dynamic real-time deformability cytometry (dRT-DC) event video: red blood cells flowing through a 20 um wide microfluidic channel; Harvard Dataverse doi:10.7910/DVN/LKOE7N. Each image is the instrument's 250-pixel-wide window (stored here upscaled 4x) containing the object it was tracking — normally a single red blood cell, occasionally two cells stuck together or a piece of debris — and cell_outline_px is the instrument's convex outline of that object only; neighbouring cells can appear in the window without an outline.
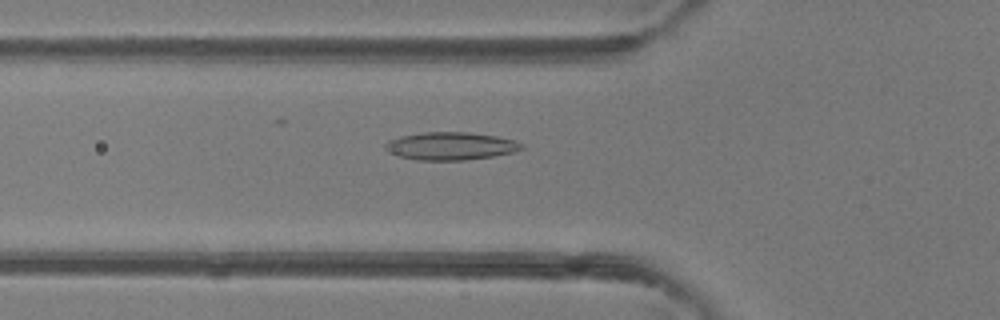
{"species": "common noctule bat (a hibernating species)", "species_latin": "Nyctalus noctula", "temperature_condition": "room temperature", "stored_images_in_passage": 49, "camera_frame_rate_fps": 3000, "um_per_image_px": 0.085, "animal": {"sex": "female"}, "frame": {"image": 1, "passage_image": 17, "time_ms": 5.333, "image_size_px": [1000, 320], "cell_outline_px": [[524, 148], [512, 152], [492, 156], [464, 160], [416, 160], [400, 156], [388, 152], [384, 148], [384, 144], [388, 140], [400, 136], [424, 132], [468, 132], [496, 136], [516, 140], [524, 144]], "centroid_in_image_um": [38.29, 12.41], "position_along_channel_um": 87.5, "area_um2": 22.14}}
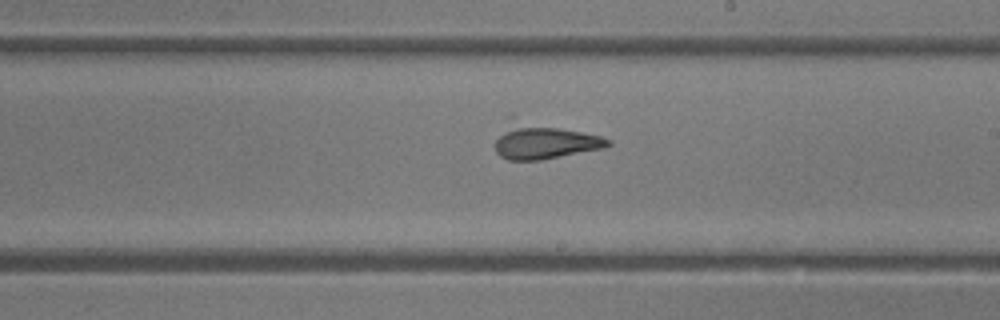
{"frame": {"image": 2, "passage_image": 28, "time_ms": 9.0, "image_size_px": [1000, 320], "cell_outline_px": [[612, 144], [604, 148], [540, 160], [508, 160], [500, 156], [496, 152], [496, 140], [508, 116], [512, 116], [600, 136], [612, 140]], "centroid_in_image_um": [46.17, 11.96], "position_along_channel_um": 242.8, "area_um2": 23.7}}
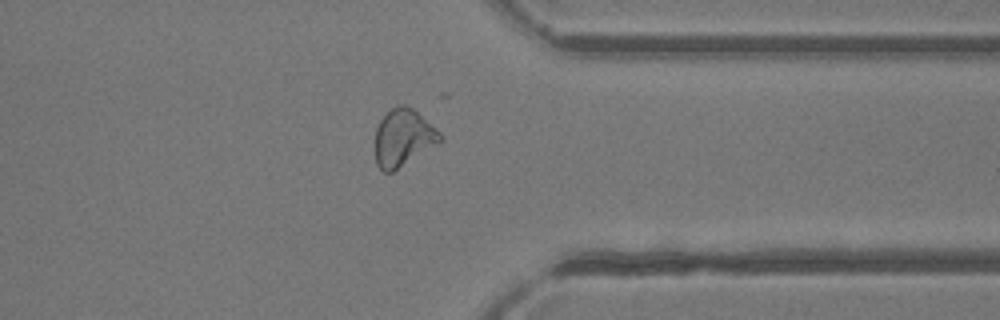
{"frame": {"image": 3, "passage_image": 38, "time_ms": 12.333, "image_size_px": [1000, 320], "cell_outline_px": [[444, 140], [392, 172], [384, 172], [376, 164], [376, 128], [380, 120], [396, 104], [408, 104], [440, 132], [444, 136]], "centroid_in_image_um": [34.29, 11.69], "position_along_channel_um": 377.1, "area_um2": 21.56}}